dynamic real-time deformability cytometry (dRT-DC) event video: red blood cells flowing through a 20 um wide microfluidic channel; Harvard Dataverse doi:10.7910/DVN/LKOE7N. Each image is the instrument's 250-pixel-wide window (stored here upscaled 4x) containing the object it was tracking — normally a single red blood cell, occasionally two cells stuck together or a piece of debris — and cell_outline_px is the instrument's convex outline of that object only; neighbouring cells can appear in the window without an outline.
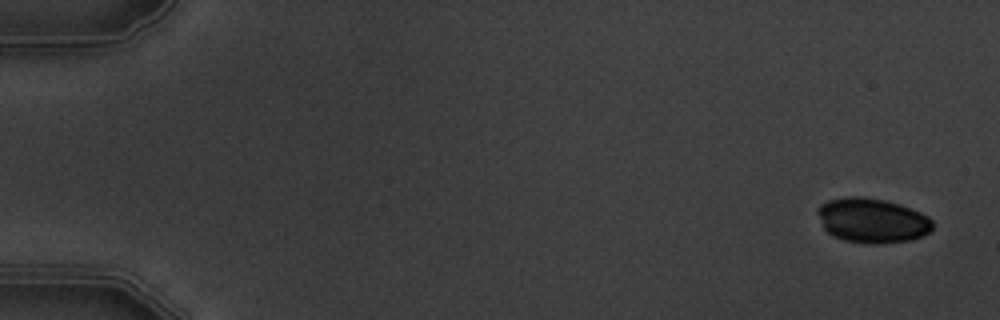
{"species": "common noctule bat (a hibernating species)", "species_latin": "Nyctalus noctula", "temperature_condition": "warm", "stored_images_in_passage": 10, "camera_frame_rate_fps": 3000, "um_per_image_px": 0.085, "animal": {"sex": "male", "body_mass_g": 19.5, "forearm_length_mm": 54.6}, "frame": {"image": 1, "passage_image": 1, "time_ms": 0.0, "image_size_px": [1000, 320], "cell_outline_px": [[932, 228], [928, 232], [920, 236], [908, 240], [876, 244], [868, 244], [844, 240], [828, 232], [824, 228], [816, 212], [816, 208], [820, 204], [828, 200], [848, 196], [864, 196], [884, 200], [900, 204], [920, 212], [928, 216], [932, 220]], "centroid_in_image_um": [74.1, 18.72], "position_along_channel_um": 10.9, "area_um2": 29.88}}
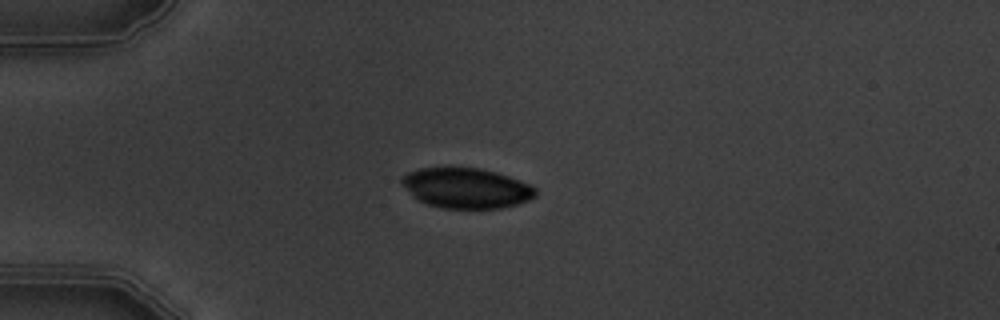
{"frame": {"image": 2, "passage_image": 4, "time_ms": 4.333, "image_size_px": [1000, 320], "cell_outline_px": [[536, 196], [528, 200], [516, 204], [500, 208], [444, 208], [428, 204], [420, 200], [400, 180], [408, 172], [420, 168], [480, 168], [496, 172], [532, 184], [536, 188]], "centroid_in_image_um": [39.71, 15.98], "position_along_channel_um": 45.3, "area_um2": 30.81}}